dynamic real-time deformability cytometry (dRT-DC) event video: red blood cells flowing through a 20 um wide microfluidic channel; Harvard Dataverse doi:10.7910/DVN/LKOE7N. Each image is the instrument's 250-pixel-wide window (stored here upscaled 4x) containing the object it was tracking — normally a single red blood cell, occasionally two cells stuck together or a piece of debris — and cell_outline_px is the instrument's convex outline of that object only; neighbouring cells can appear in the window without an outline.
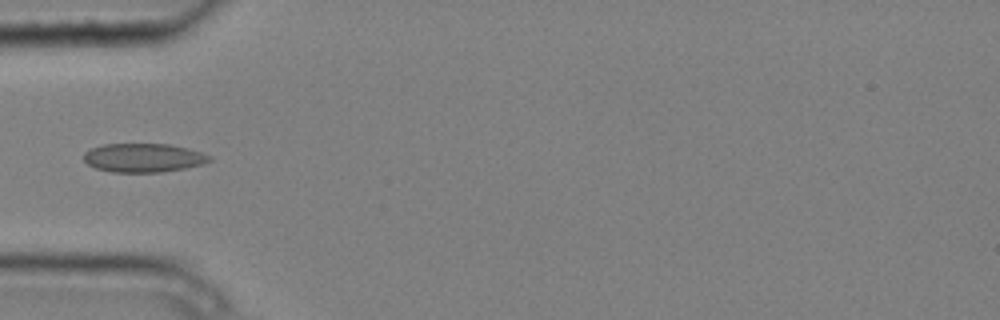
{"species": "common noctule bat (a hibernating species)", "species_latin": "Nyctalus noctula", "temperature_condition": "cold", "stored_images_in_passage": 7, "camera_frame_rate_fps": 3000, "um_per_image_px": 0.085, "animal": {"sex": "male", "body_mass_g": 20.4}, "frame": {"image": 1, "passage_image": 4, "time_ms": 1.0, "image_size_px": [1000, 320], "cell_outline_px": [[212, 160], [200, 164], [184, 168], [160, 172], [112, 172], [96, 168], [88, 164], [84, 160], [84, 152], [92, 148], [104, 144], [168, 144], [188, 148], [212, 156]], "centroid_in_image_um": [12.18, 13.41], "position_along_channel_um": 72.8, "area_um2": 20.92}}
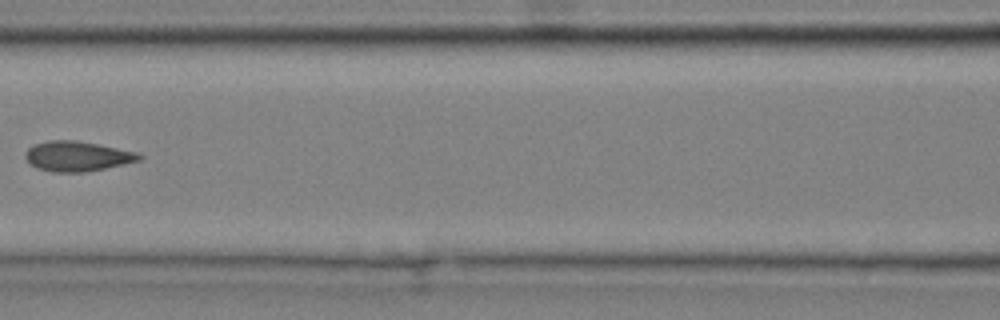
{"frame": {"image": 2, "passage_image": 6, "time_ms": 1.667, "image_size_px": [1000, 320], "cell_outline_px": [[144, 156], [140, 160], [124, 164], [84, 172], [52, 172], [36, 168], [24, 156], [24, 152], [28, 148], [36, 144], [48, 140], [76, 140], [136, 152]], "centroid_in_image_um": [6.54, 13.28], "position_along_channel_um": 160.1, "area_um2": 19.71}}
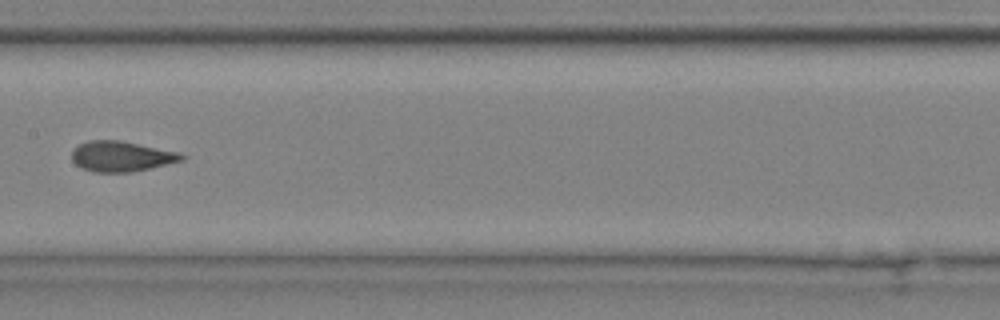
{"frame": {"image": 3, "passage_image": 7, "time_ms": 2.0, "image_size_px": [1000, 320], "cell_outline_px": [[188, 156], [184, 160], [132, 172], [92, 172], [80, 168], [72, 160], [72, 148], [88, 140], [120, 140], [180, 152]], "centroid_in_image_um": [10.32, 13.29], "position_along_channel_um": 197.1, "area_um2": 19.65}}